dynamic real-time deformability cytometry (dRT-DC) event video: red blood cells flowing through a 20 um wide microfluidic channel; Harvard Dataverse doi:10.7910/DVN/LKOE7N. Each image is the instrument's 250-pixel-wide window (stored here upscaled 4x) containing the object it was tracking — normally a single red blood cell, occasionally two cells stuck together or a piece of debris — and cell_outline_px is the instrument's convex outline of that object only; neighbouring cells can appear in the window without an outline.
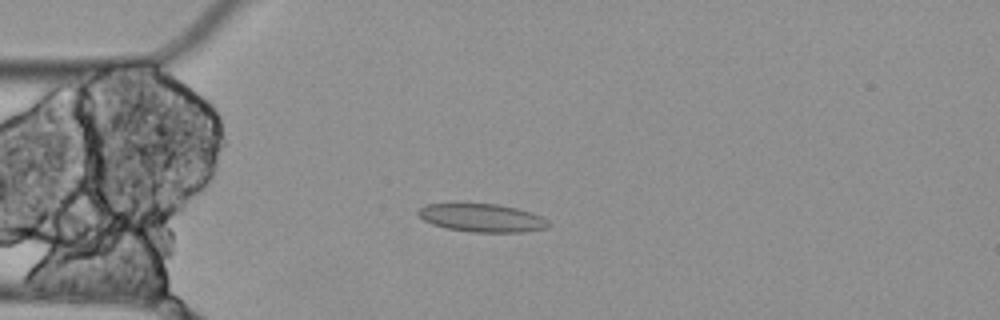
{"species": "Egyptian fruit bat (a non-hibernating species)", "species_latin": "Rousettus aegyptiacus", "temperature_condition": "cold", "stored_images_in_passage": 8, "camera_frame_rate_fps": 3000, "um_per_image_px": 0.085, "animal": {"sex": "female"}, "frame": {"image": 1, "passage_image": 5, "time_ms": 1.333, "image_size_px": [1000, 320], "cell_outline_px": [[548, 228], [524, 232], [472, 232], [444, 228], [432, 224], [424, 220], [416, 212], [420, 208], [428, 204], [496, 204], [516, 208], [532, 212], [548, 220]], "centroid_in_image_um": [40.98, 18.53], "position_along_channel_um": 44.0, "area_um2": 21.27}}
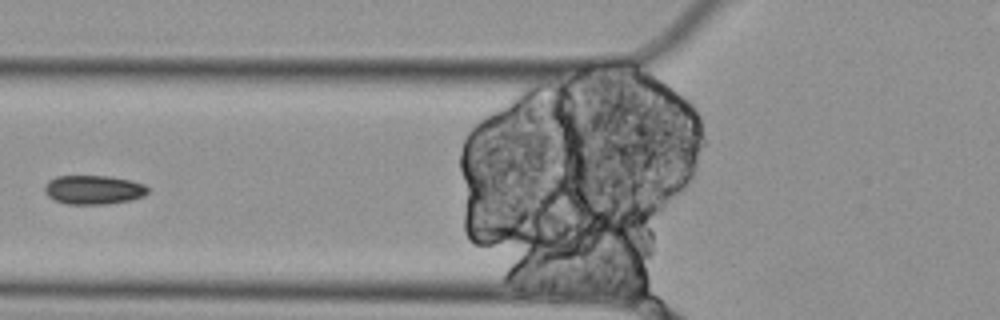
{"frame": {"image": 2, "passage_image": 7, "time_ms": 2.0, "image_size_px": [1000, 320], "cell_outline_px": [[148, 192], [144, 196], [132, 200], [104, 204], [68, 204], [56, 200], [48, 196], [44, 192], [44, 188], [48, 180], [56, 176], [112, 176], [132, 180], [144, 184], [148, 188]], "centroid_in_image_um": [7.97, 16.12], "position_along_channel_um": 117.8, "area_um2": 17.57}}
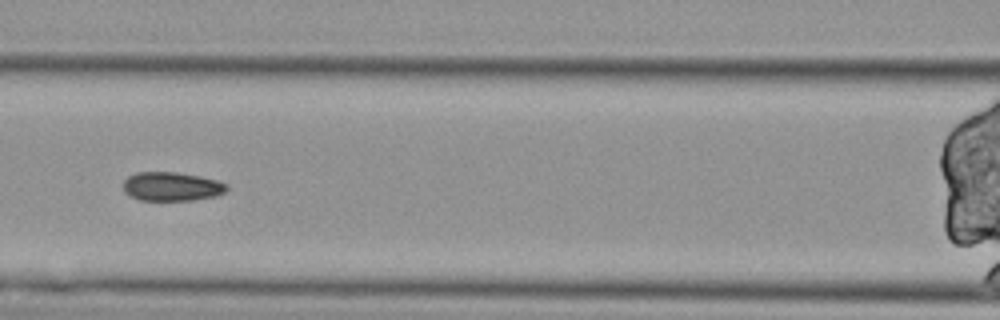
{"frame": {"image": 3, "passage_image": 8, "time_ms": 2.333, "image_size_px": [1000, 320], "cell_outline_px": [[228, 188], [224, 192], [216, 196], [192, 200], [140, 200], [128, 196], [124, 192], [124, 180], [128, 176], [136, 172], [176, 172], [200, 176], [216, 180], [228, 184]], "centroid_in_image_um": [14.58, 15.85], "position_along_channel_um": 152.0, "area_um2": 17.51}}